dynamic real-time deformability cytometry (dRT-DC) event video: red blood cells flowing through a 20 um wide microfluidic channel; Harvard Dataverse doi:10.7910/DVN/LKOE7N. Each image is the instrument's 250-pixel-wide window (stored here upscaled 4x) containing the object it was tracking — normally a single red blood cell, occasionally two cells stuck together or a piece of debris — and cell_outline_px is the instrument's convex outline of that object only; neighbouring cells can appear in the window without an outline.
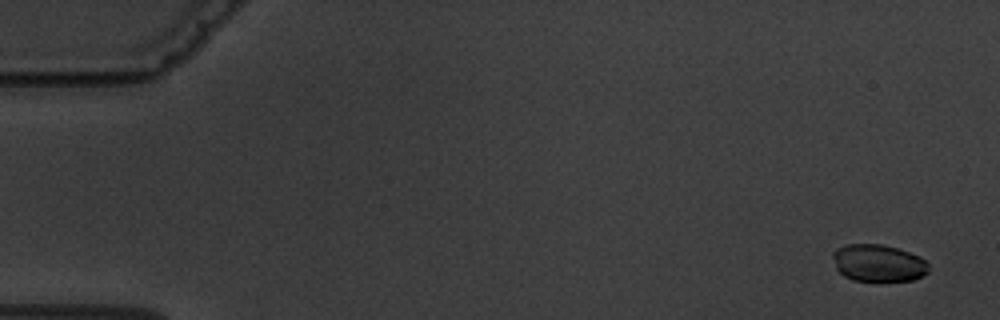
{"species": "common noctule bat (a hibernating species)", "species_latin": "Nyctalus noctula", "temperature_condition": "warm", "stored_images_in_passage": 5, "camera_frame_rate_fps": 3000, "um_per_image_px": 0.085, "animal": {"sex": "male", "body_mass_g": 19.5, "forearm_length_mm": 54.6}, "frame": {"image": 1, "passage_image": 1, "time_ms": 0.0, "image_size_px": [1000, 320], "cell_outline_px": [[928, 272], [912, 280], [852, 280], [844, 276], [836, 268], [832, 256], [832, 252], [836, 248], [844, 244], [880, 244], [896, 248], [920, 256], [928, 264]], "centroid_in_image_um": [74.61, 22.34], "position_along_channel_um": 10.4, "area_um2": 20.58}}
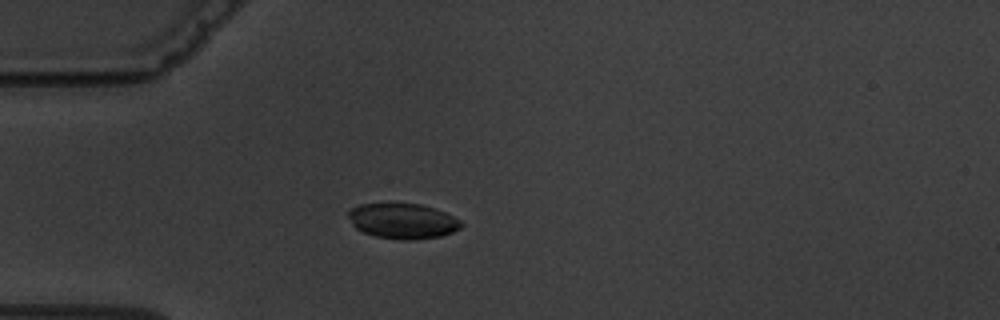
{"frame": {"image": 2, "passage_image": 5, "time_ms": 4.667, "image_size_px": [1000, 320], "cell_outline_px": [[464, 224], [460, 228], [452, 232], [440, 236], [412, 240], [400, 240], [376, 236], [364, 232], [356, 228], [352, 224], [348, 216], [348, 208], [360, 204], [388, 200], [424, 204], [444, 212], [460, 220]], "centroid_in_image_um": [34.18, 18.72], "position_along_channel_um": 50.8, "area_um2": 24.1}}